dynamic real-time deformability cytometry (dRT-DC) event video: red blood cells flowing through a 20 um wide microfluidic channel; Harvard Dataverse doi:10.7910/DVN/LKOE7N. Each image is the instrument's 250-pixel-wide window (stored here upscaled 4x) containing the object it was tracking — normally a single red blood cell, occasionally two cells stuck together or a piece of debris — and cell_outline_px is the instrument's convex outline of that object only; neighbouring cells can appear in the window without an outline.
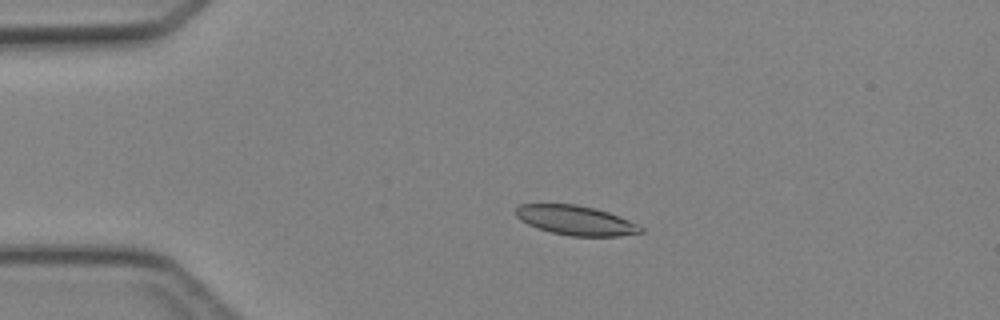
{"species": "Egyptian fruit bat (a non-hibernating species)", "species_latin": "Rousettus aegyptiacus", "temperature_condition": "cold", "stored_images_in_passage": 4, "camera_frame_rate_fps": 3000, "um_per_image_px": 0.085, "animal": {"sex": "female"}, "frame": {"image": 1, "passage_image": 2, "time_ms": 2.0, "image_size_px": [1000, 320], "cell_outline_px": [[644, 232], [620, 236], [572, 236], [552, 232], [528, 224], [520, 220], [516, 216], [516, 208], [520, 204], [576, 204], [596, 208], [620, 216], [640, 224], [644, 228]], "centroid_in_image_um": [49.0, 18.72], "position_along_channel_um": 36.0, "area_um2": 21.56}}